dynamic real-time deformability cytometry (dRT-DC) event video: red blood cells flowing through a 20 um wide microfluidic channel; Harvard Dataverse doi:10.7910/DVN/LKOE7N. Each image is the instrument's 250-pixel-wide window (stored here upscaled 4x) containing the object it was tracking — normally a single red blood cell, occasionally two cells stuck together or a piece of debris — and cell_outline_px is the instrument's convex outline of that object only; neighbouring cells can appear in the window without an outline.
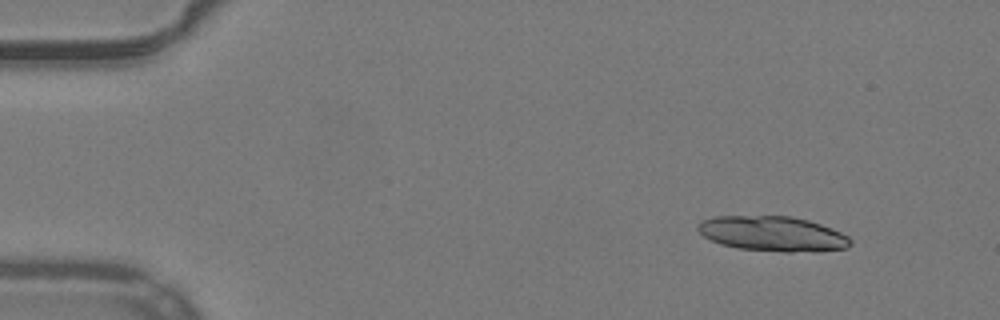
{"species": "common noctule bat (a hibernating species)", "species_latin": "Nyctalus noctula", "temperature_condition": "warm", "stored_images_in_passage": 36, "camera_frame_rate_fps": 3000, "um_per_image_px": 0.085, "animal": {"sex": "male", "body_mass_g": 19.2, "forearm_length_mm": 51.8}, "frame": {"image": 1, "passage_image": 2, "time_ms": 0.333, "image_size_px": [1000, 320], "cell_outline_px": [[852, 244], [848, 248], [820, 252], [784, 252], [736, 248], [720, 244], [704, 236], [696, 228], [696, 224], [700, 220], [712, 216], [792, 216], [808, 220], [832, 228], [848, 236], [852, 240]], "centroid_in_image_um": [65.69, 19.87], "position_along_channel_um": 19.3, "area_um2": 31.62}}
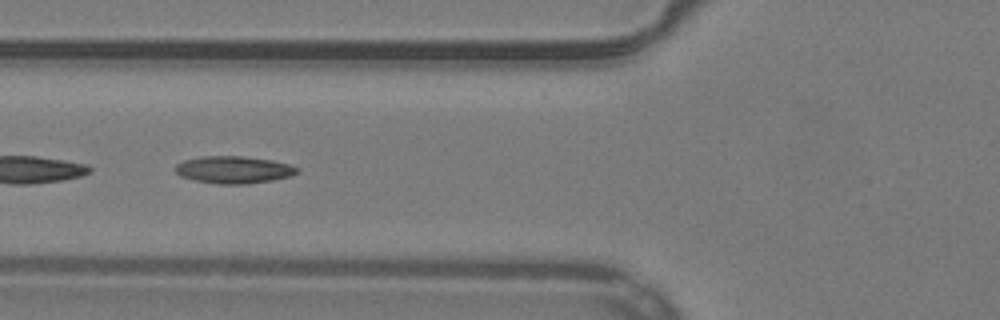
{"frame": {"image": 2, "passage_image": 17, "time_ms": 5.333, "image_size_px": [1000, 320], "cell_outline_px": [[300, 172], [292, 176], [272, 180], [244, 184], [220, 184], [196, 180], [180, 176], [176, 172], [176, 164], [184, 160], [200, 156], [240, 156], [272, 160], [288, 164], [300, 168]], "centroid_in_image_um": [19.89, 14.42], "position_along_channel_um": 105.9, "area_um2": 19.31}}
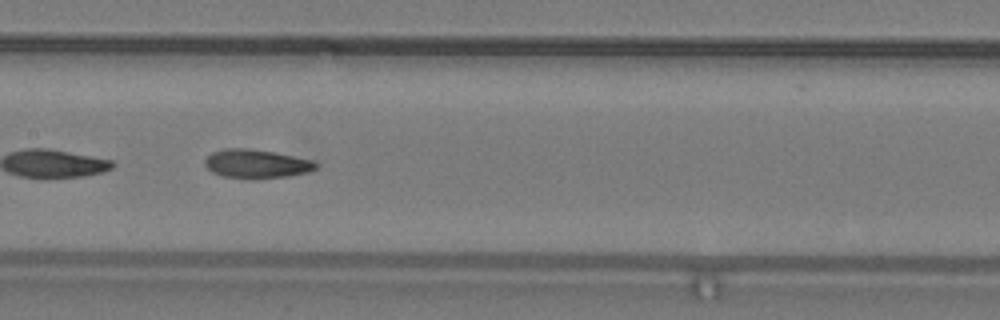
{"frame": {"image": 3, "passage_image": 23, "time_ms": 7.333, "image_size_px": [1000, 320], "cell_outline_px": [[316, 168], [308, 172], [288, 176], [256, 180], [220, 176], [212, 172], [204, 164], [204, 160], [212, 152], [224, 148], [248, 148], [272, 152], [312, 160], [316, 164]], "centroid_in_image_um": [21.74, 13.94], "position_along_channel_um": 185.7, "area_um2": 18.73}}